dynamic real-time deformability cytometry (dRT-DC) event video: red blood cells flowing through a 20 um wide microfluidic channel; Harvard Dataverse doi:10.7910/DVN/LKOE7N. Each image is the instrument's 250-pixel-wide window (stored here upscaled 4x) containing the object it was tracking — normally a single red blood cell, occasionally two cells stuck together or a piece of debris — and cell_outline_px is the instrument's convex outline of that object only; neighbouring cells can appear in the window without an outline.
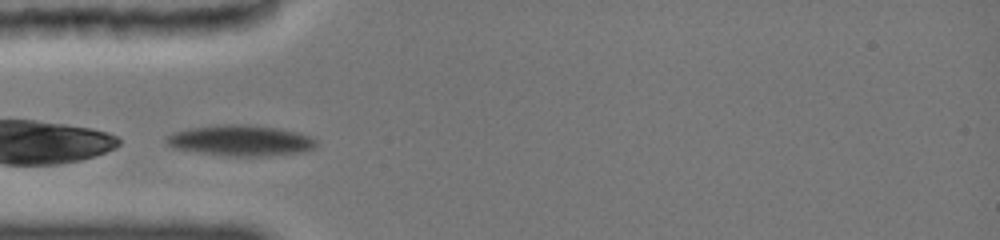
{"species": "common noctule bat (a hibernating species)", "species_latin": "Nyctalus noctula", "temperature_condition": "cold", "stored_images_in_passage": 30, "camera_frame_rate_fps": 3000, "um_per_image_px": 0.085, "animal": {"sex": "female", "body_mass_g": 19.0, "forearm_length_mm": 51.5}, "frame": {"image": 1, "passage_image": 1, "time_ms": 0.0, "image_size_px": [1000, 240], "cell_outline_px": [[316, 144], [312, 148], [304, 152], [268, 156], [224, 156], [176, 148], [168, 144], [168, 136], [176, 132], [192, 128], [228, 124], [236, 124], [272, 128], [292, 132], [308, 136]], "centroid_in_image_um": [20.45, 11.97], "position_along_channel_um": 64.5, "area_um2": 25.84}}
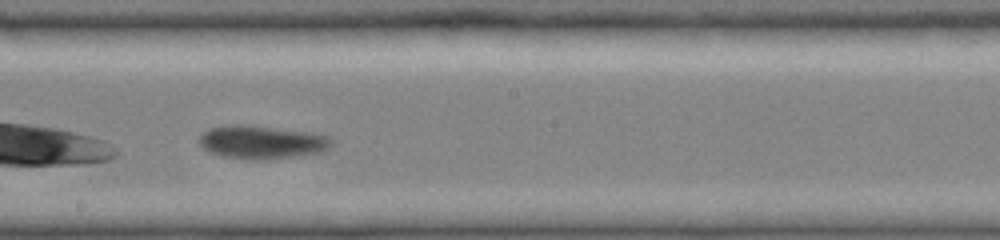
{"frame": {"image": 2, "passage_image": 15, "time_ms": 4.333, "image_size_px": [1000, 240], "cell_outline_px": [[332, 144], [324, 152], [300, 156], [272, 160], [244, 160], [220, 156], [204, 148], [200, 144], [200, 136], [204, 132], [212, 128], [268, 128], [324, 136], [332, 140]], "centroid_in_image_um": [22.28, 12.19], "position_along_channel_um": 225.9, "area_um2": 24.22}}
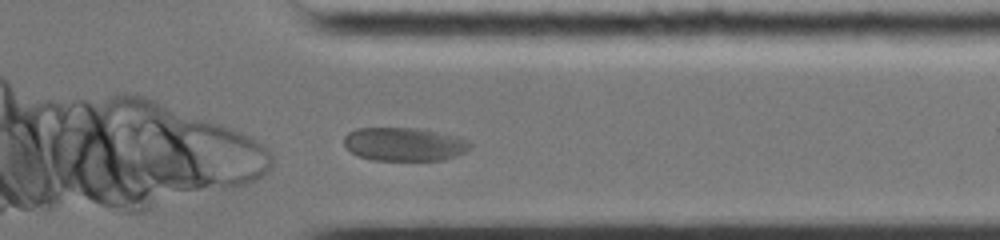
{"frame": {"image": 3, "passage_image": 27, "time_ms": 8.333, "image_size_px": [1000, 240], "cell_outline_px": [[472, 144], [464, 152], [456, 156], [444, 160], [372, 160], [360, 156], [352, 152], [344, 144], [344, 136], [348, 132], [356, 128], [416, 128], [456, 136], [468, 140]], "centroid_in_image_um": [34.35, 12.26], "position_along_channel_um": 377.1, "area_um2": 24.45}, "authors_computed_cell_mechanics": {"area_um2": 24.5072, "velocity_mm_per_s": 3.7378, "shape_relaxation_time_tau1_ms": null, "shape_relaxation_time_tau2_ms": 1.119, "deformation_change_tau1": null, "deformation_change_tau2": 0.0387}}